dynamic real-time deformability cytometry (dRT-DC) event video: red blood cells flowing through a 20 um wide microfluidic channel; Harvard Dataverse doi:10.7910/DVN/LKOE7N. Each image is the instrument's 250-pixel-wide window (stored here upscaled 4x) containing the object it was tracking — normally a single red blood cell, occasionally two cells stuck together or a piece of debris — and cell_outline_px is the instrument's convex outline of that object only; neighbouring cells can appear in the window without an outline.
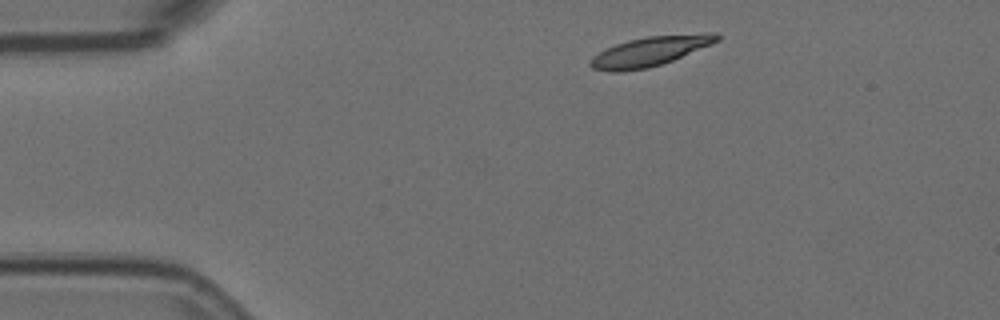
{"species": "Egyptian fruit bat (a non-hibernating species)", "species_latin": "Rousettus aegyptiacus", "temperature_condition": "room temperature", "stored_images_in_passage": 4, "camera_frame_rate_fps": 3000, "um_per_image_px": 0.085, "animal": {"sex": "female"}, "frame": {"image": 1, "passage_image": 1, "time_ms": 0.0, "image_size_px": [1000, 320], "cell_outline_px": [[720, 40], [712, 44], [672, 60], [648, 68], [616, 72], [612, 72], [592, 68], [588, 64], [588, 60], [592, 56], [616, 44], [628, 40], [648, 36], [704, 32], [716, 32], [720, 36]], "centroid_in_image_um": [55.27, 4.34], "position_along_channel_um": 29.7, "area_um2": 21.85}}
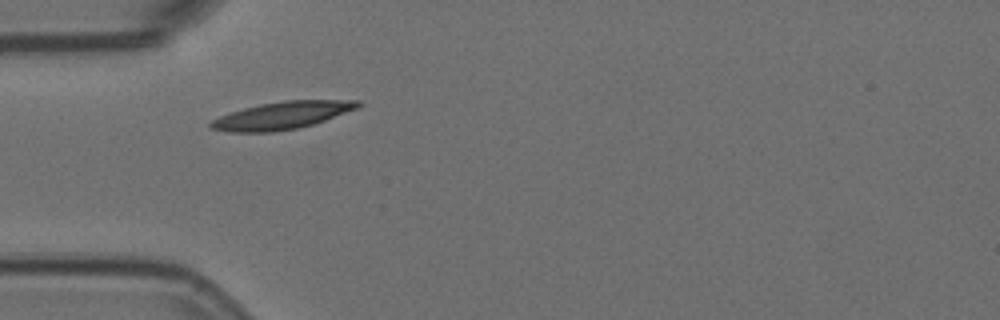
{"frame": {"image": 2, "passage_image": 3, "time_ms": 0.667, "image_size_px": [1000, 320], "cell_outline_px": [[364, 104], [360, 108], [312, 124], [296, 128], [272, 132], [228, 132], [208, 128], [208, 124], [212, 120], [220, 116], [244, 108], [260, 104], [284, 100], [360, 100]], "centroid_in_image_um": [23.99, 9.8], "position_along_channel_um": 61.0, "area_um2": 23.58}}
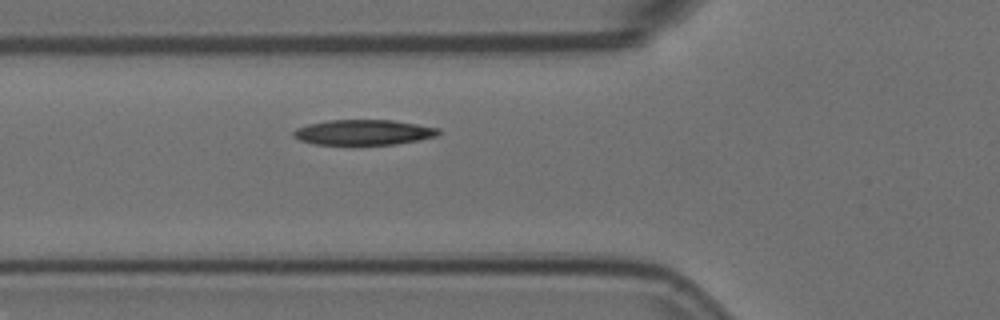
{"frame": {"image": 3, "passage_image": 4, "time_ms": 1.0, "image_size_px": [1000, 320], "cell_outline_px": [[440, 132], [436, 136], [420, 140], [396, 144], [316, 144], [300, 140], [292, 136], [292, 132], [296, 128], [308, 124], [328, 120], [392, 120], [440, 128]], "centroid_in_image_um": [30.9, 11.24], "position_along_channel_um": 94.9, "area_um2": 21.27}}